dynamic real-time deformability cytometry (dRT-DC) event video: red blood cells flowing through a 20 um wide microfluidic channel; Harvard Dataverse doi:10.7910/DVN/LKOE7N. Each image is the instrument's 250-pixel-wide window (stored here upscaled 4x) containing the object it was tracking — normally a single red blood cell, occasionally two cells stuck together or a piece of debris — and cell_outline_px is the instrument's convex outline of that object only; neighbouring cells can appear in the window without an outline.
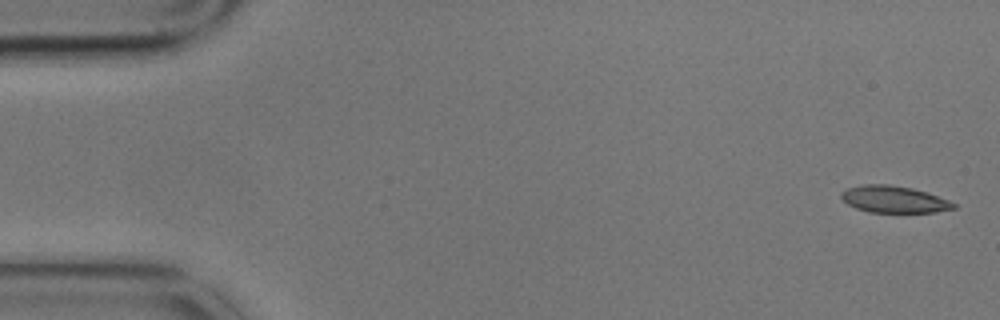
{"species": "common noctule bat (a hibernating species)", "species_latin": "Nyctalus noctula", "temperature_condition": "cold", "stored_images_in_passage": 4, "camera_frame_rate_fps": 3000, "um_per_image_px": 0.085, "animal": {"sex": "male", "body_mass_g": 17.9}, "frame": {"image": 1, "passage_image": 1, "time_ms": 0.0, "image_size_px": [1000, 320], "cell_outline_px": [[956, 208], [936, 212], [868, 212], [856, 208], [848, 204], [840, 196], [840, 192], [848, 188], [860, 184], [888, 184], [912, 188], [948, 200], [956, 204]], "centroid_in_image_um": [75.95, 16.94], "position_along_channel_um": 9.1, "area_um2": 17.46}}
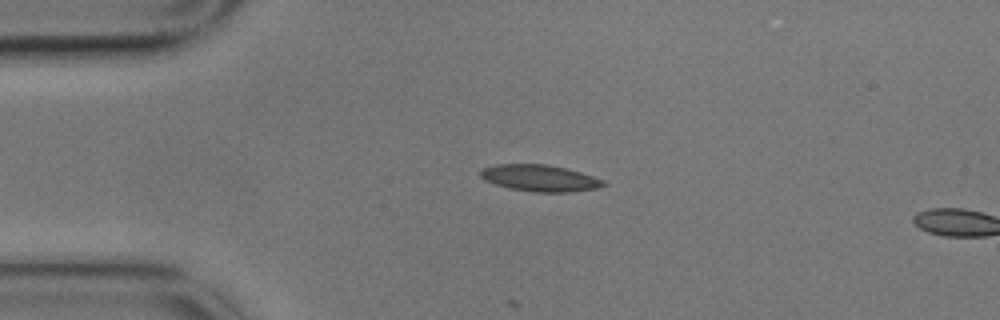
{"frame": {"image": 2, "passage_image": 3, "time_ms": 0.667, "image_size_px": [1000, 320], "cell_outline_px": [[608, 184], [596, 188], [572, 192], [536, 192], [508, 188], [484, 180], [480, 176], [480, 172], [484, 168], [496, 164], [548, 164], [568, 168], [604, 180]], "centroid_in_image_um": [45.9, 15.13], "position_along_channel_um": 39.1, "area_um2": 19.07}}